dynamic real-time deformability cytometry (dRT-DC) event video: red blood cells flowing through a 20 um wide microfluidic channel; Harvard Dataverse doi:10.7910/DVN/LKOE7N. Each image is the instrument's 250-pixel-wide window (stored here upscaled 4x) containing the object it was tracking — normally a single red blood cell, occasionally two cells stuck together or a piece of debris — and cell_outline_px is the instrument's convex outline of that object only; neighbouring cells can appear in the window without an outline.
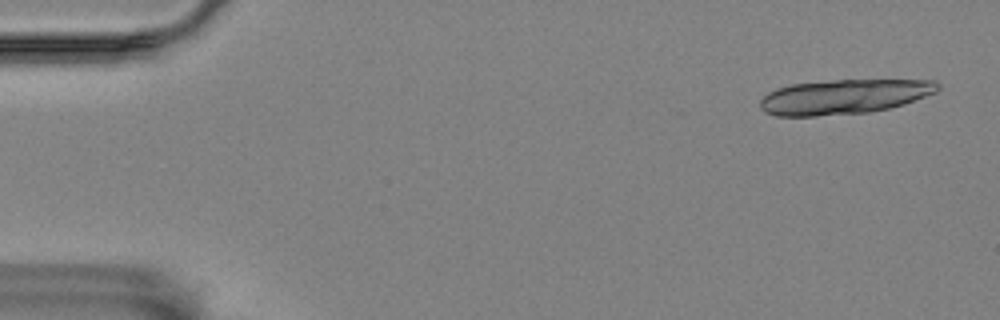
{"species": "Egyptian fruit bat (a non-hibernating species)", "species_latin": "Rousettus aegyptiacus", "temperature_condition": "room temperature", "stored_images_in_passage": 6, "camera_frame_rate_fps": 3000, "um_per_image_px": 0.085, "animal": {"sex": "female"}, "frame": {"image": 1, "passage_image": 1, "time_ms": 0.0, "image_size_px": [1000, 320], "cell_outline_px": [[940, 88], [936, 92], [904, 104], [888, 108], [868, 112], [816, 116], [776, 116], [764, 112], [760, 108], [760, 100], [768, 92], [776, 88], [792, 84], [832, 80], [936, 80], [940, 84]], "centroid_in_image_um": [71.72, 8.22], "position_along_channel_um": 13.3, "area_um2": 35.95}}
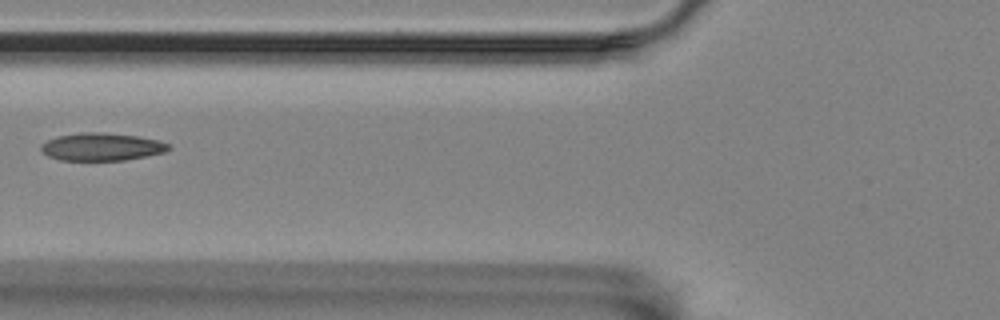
{"frame": {"image": 2, "passage_image": 6, "time_ms": 6.667, "image_size_px": [1000, 320], "cell_outline_px": [[172, 148], [164, 152], [124, 160], [60, 160], [48, 156], [40, 152], [40, 144], [56, 136], [80, 132], [104, 132], [136, 136], [156, 140], [168, 144]], "centroid_in_image_um": [8.57, 12.47], "position_along_channel_um": 117.2, "area_um2": 20.58}}